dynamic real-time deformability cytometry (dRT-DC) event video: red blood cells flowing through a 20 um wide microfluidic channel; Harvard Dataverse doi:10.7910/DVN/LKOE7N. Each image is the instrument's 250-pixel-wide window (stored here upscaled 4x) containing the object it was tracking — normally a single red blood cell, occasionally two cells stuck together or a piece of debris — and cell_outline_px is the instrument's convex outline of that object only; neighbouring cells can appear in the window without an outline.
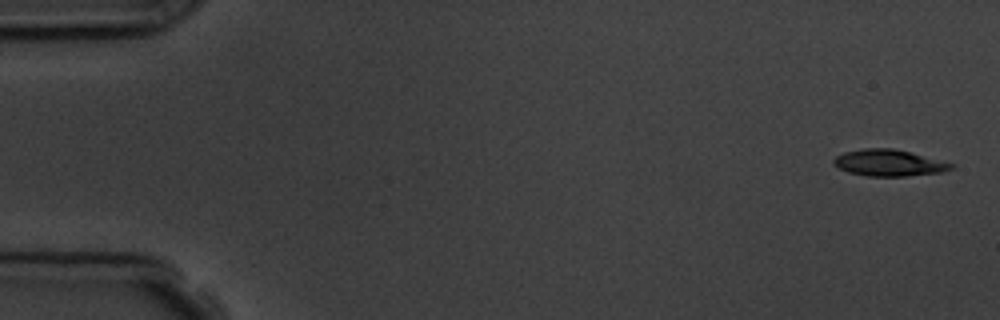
{"species": "common noctule bat (a hibernating species)", "species_latin": "Nyctalus noctula", "temperature_condition": "room temperature", "stored_images_in_passage": 5, "camera_frame_rate_fps": 3000, "um_per_image_px": 0.085, "animal": {"sex": "male", "body_mass_g": 19.5, "forearm_length_mm": 54.6}, "frame": {"image": 1, "passage_image": 1, "time_ms": 0.0, "image_size_px": [1000, 320], "cell_outline_px": [[956, 164], [952, 168], [944, 172], [904, 176], [868, 176], [848, 172], [832, 164], [832, 160], [836, 156], [844, 152], [864, 148], [892, 148]], "centroid_in_image_um": [75.53, 13.84], "position_along_channel_um": 9.5, "area_um2": 18.03}}
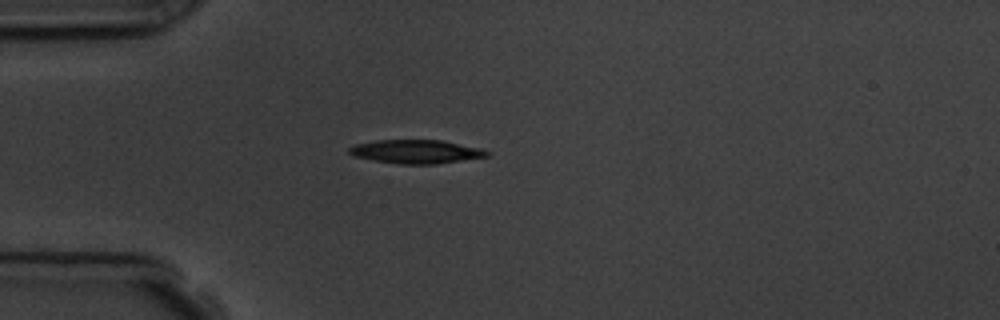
{"frame": {"image": 2, "passage_image": 4, "time_ms": 4.333, "image_size_px": [1000, 320], "cell_outline_px": [[492, 152], [488, 156], [436, 164], [400, 164], [352, 156], [348, 152], [348, 148], [356, 144], [376, 140], [440, 140], [480, 148]], "centroid_in_image_um": [35.36, 12.88], "position_along_channel_um": 49.6, "area_um2": 18.84}}